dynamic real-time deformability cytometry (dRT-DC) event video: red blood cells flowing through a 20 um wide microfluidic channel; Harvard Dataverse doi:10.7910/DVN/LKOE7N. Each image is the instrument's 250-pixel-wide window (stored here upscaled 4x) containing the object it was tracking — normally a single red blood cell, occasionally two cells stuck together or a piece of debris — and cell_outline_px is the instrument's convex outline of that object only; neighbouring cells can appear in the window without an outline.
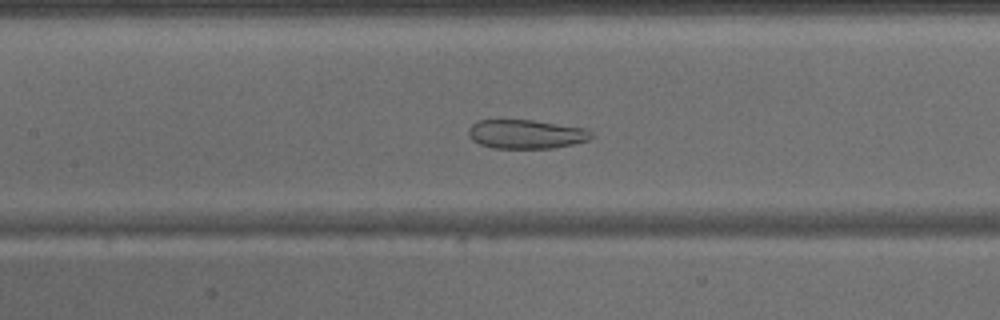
{"species": "common noctule bat (a hibernating species)", "species_latin": "Nyctalus noctula", "temperature_condition": "warm", "stored_images_in_passage": 45, "camera_frame_rate_fps": 3000, "um_per_image_px": 0.085, "animal": {"sex": "male", "body_mass_g": 15.6}, "frame": {"image": 1, "passage_image": 21, "time_ms": 6.667, "image_size_px": [1000, 320], "cell_outline_px": [[596, 136], [588, 140], [572, 144], [552, 148], [492, 148], [480, 144], [472, 140], [468, 136], [468, 128], [476, 120], [532, 120], [584, 128], [592, 132]], "centroid_in_image_um": [44.7, 11.4], "position_along_channel_um": 162.7, "area_um2": 20.81}}
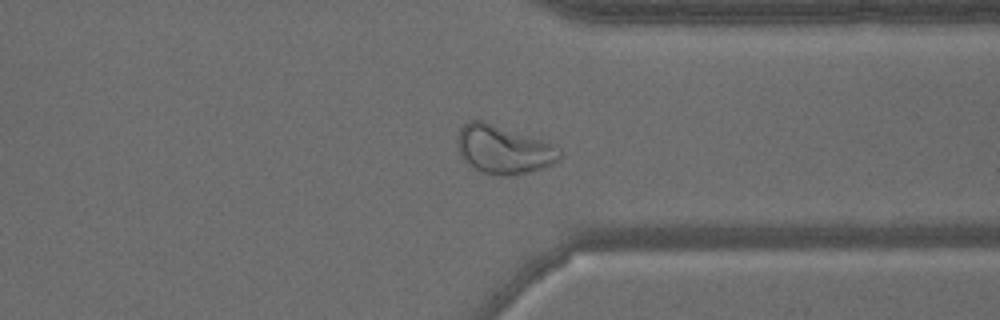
{"frame": {"image": 2, "passage_image": 35, "time_ms": 11.333, "image_size_px": [1000, 320], "cell_outline_px": [[560, 160], [552, 164], [528, 172], [508, 176], [496, 176], [480, 172], [468, 164], [460, 156], [456, 144], [456, 140], [460, 128], [468, 120], [484, 120], [552, 144], [560, 148]], "centroid_in_image_um": [42.74, 12.71], "position_along_channel_um": 368.7, "area_um2": 28.96}}
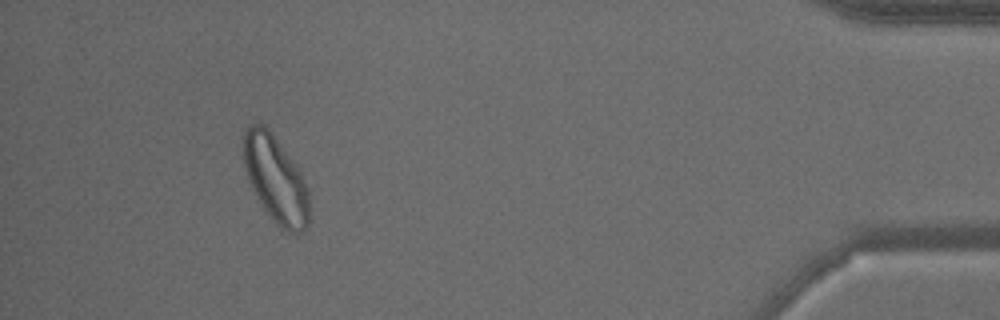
{"frame": {"image": 3, "passage_image": 42, "time_ms": 13.667, "image_size_px": [1000, 320], "cell_outline_px": [[308, 224], [304, 232], [288, 232], [276, 224], [260, 204], [252, 188], [244, 164], [244, 132], [248, 124], [260, 120], [268, 128], [300, 172], [308, 192]], "centroid_in_image_um": [23.4, 15.22], "position_along_channel_um": 411.8, "area_um2": 32.77}}